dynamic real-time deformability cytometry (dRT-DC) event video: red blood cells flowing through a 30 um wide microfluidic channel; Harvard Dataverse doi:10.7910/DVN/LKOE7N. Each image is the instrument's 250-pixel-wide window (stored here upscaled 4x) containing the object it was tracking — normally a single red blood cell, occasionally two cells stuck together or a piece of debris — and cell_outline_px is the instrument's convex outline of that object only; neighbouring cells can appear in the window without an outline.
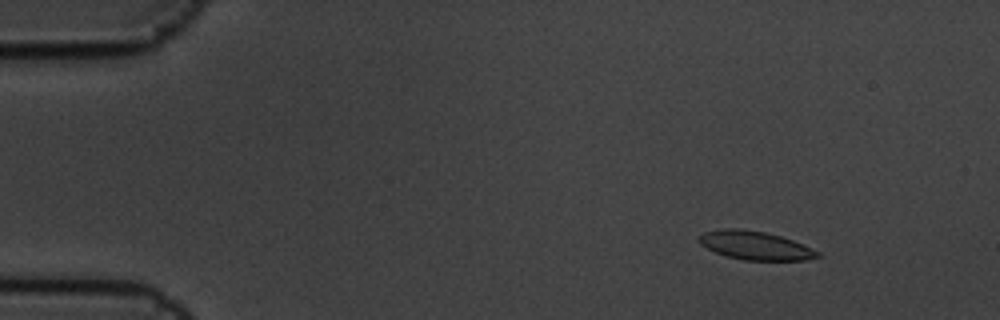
{"species": "common noctule bat (a hibernating species)", "species_latin": "Nyctalus noctula", "temperature_condition": "cold", "stored_images_in_passage": 6, "camera_frame_rate_fps": 3000, "um_per_image_px": 0.085, "animal": {"sex": "male", "body_mass_g": 19.5, "forearm_length_mm": 54.6}, "frame": {"image": 1, "passage_image": 2, "time_ms": 0.333, "image_size_px": [1000, 320], "cell_outline_px": [[824, 256], [804, 260], [744, 260], [724, 256], [700, 244], [696, 240], [704, 232], [724, 228], [740, 228], [764, 232], [780, 236], [792, 240], [820, 252]], "centroid_in_image_um": [64.18, 20.87], "position_along_channel_um": 20.8, "area_um2": 19.71}}
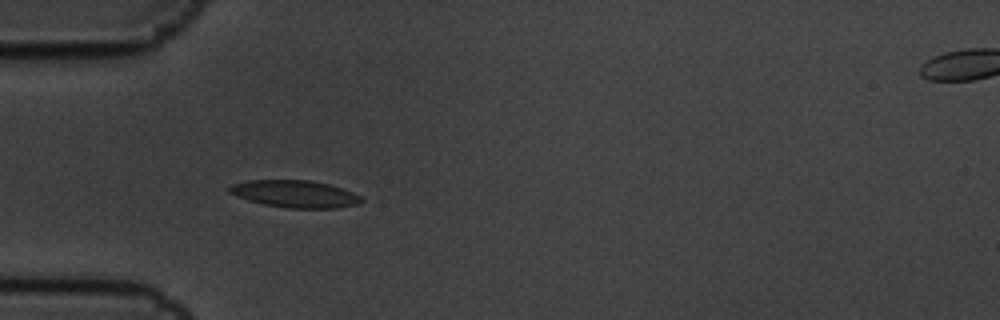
{"frame": {"image": 2, "passage_image": 5, "time_ms": 1.333, "image_size_px": [1000, 320], "cell_outline_px": [[364, 200], [360, 204], [336, 208], [288, 208], [264, 204], [248, 200], [236, 196], [228, 192], [228, 188], [232, 184], [248, 180], [308, 180], [328, 184], [352, 192], [360, 196]], "centroid_in_image_um": [25.06, 16.48], "position_along_channel_um": 59.9, "area_um2": 20.87}}